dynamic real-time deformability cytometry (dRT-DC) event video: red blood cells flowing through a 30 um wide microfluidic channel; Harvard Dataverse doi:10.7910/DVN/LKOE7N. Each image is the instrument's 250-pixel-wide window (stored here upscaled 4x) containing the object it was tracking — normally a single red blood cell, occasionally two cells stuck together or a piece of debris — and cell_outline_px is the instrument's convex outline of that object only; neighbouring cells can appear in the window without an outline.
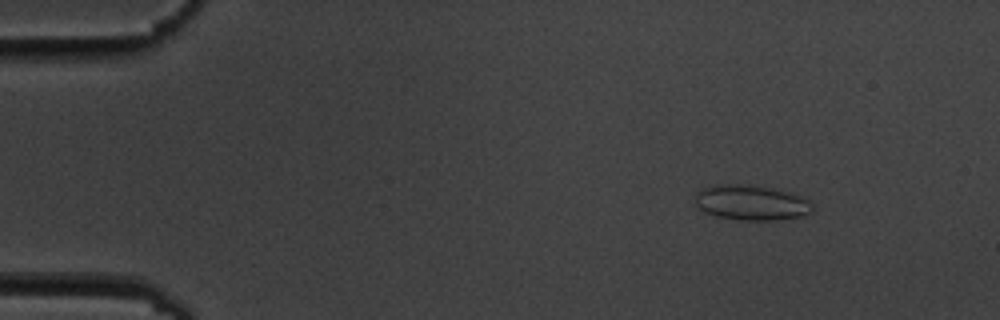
{"species": "common noctule bat (a hibernating species)", "species_latin": "Nyctalus noctula", "temperature_condition": "cold", "stored_images_in_passage": 33, "camera_frame_rate_fps": 3000, "um_per_image_px": 0.085, "animal": {"sex": "male", "body_mass_g": 19.5, "forearm_length_mm": 54.6}, "frame": {"image": 1, "passage_image": 2, "time_ms": 0.333, "image_size_px": [1000, 320], "cell_outline_px": [[812, 212], [800, 216], [772, 220], [740, 220], [716, 216], [704, 212], [696, 208], [696, 192], [712, 184], [748, 184], [772, 188], [792, 192], [808, 200], [812, 204]], "centroid_in_image_um": [63.82, 17.21], "position_along_channel_um": 21.2, "area_um2": 24.22}}
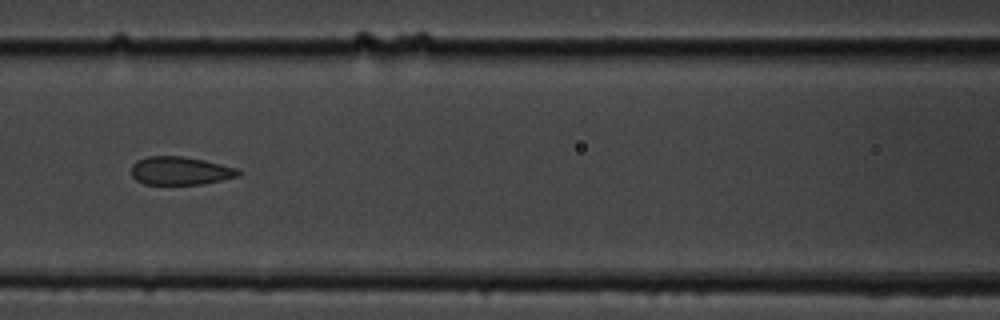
{"frame": {"image": 2, "passage_image": 20, "time_ms": 6.333, "image_size_px": [1000, 320], "cell_outline_px": [[240, 176], [204, 184], [144, 184], [136, 180], [132, 176], [132, 164], [136, 160], [148, 156], [184, 156], [204, 160], [236, 168], [240, 172]], "centroid_in_image_um": [15.31, 14.51], "position_along_channel_um": 151.3, "area_um2": 17.63}}
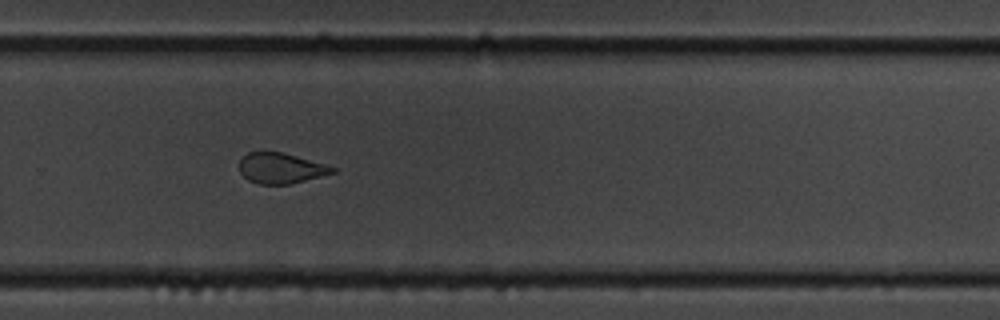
{"frame": {"image": 3, "passage_image": 33, "time_ms": 10.667, "image_size_px": [1000, 320], "cell_outline_px": [[336, 172], [292, 184], [260, 184], [248, 180], [240, 172], [240, 160], [248, 152], [264, 148], [284, 152], [324, 164], [336, 168]], "centroid_in_image_um": [23.84, 14.25], "position_along_channel_um": 306.0, "area_um2": 16.99}}